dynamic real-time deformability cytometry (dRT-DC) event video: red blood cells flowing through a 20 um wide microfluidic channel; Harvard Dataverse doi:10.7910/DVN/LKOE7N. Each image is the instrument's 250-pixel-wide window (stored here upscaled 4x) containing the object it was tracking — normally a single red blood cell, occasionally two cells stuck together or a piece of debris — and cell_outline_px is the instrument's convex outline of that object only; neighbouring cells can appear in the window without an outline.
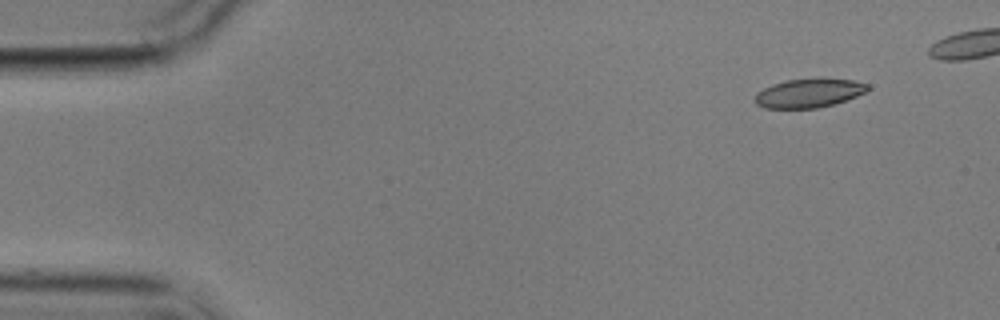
{"species": "common noctule bat (a hibernating species)", "species_latin": "Nyctalus noctula", "temperature_condition": "cold", "stored_images_in_passage": 3, "camera_frame_rate_fps": 3000, "um_per_image_px": 0.085, "animal": {"sex": "male", "body_mass_g": 17.9}, "frame": {"image": 1, "passage_image": 1, "time_ms": 0.0, "image_size_px": [1000, 320], "cell_outline_px": [[872, 88], [868, 92], [832, 104], [816, 108], [764, 108], [756, 104], [756, 92], [772, 84], [788, 80], [820, 76], [852, 80], [868, 84]], "centroid_in_image_um": [68.8, 7.87], "position_along_channel_um": 16.2, "area_um2": 19.36}}